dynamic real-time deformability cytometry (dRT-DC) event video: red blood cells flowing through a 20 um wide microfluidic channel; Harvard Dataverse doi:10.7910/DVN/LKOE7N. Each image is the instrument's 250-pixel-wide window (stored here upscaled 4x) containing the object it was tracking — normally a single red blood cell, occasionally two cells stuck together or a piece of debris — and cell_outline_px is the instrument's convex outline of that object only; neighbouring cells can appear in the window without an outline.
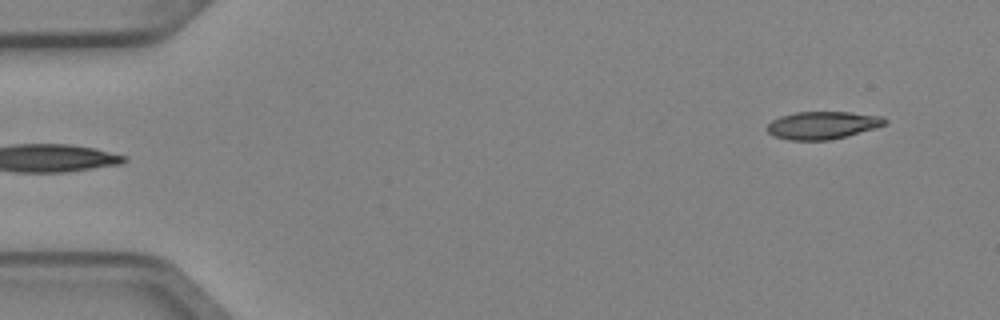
{"species": "Egyptian fruit bat (a non-hibernating species)", "species_latin": "Rousettus aegyptiacus", "temperature_condition": "cold", "stored_images_in_passage": 5, "segment_of_instrument_passage": [2, 2], "camera_frame_rate_fps": 3000, "um_per_image_px": 0.085, "animal": {"sex": "female"}, "frame": {"image": 1, "passage_image": 5, "time_ms": 1.333, "image_size_px": [1000, 320], "cell_outline_px": [[888, 120], [884, 124], [876, 128], [828, 140], [788, 140], [772, 136], [768, 132], [768, 124], [772, 120], [780, 116], [796, 112], [848, 112], [884, 116]], "centroid_in_image_um": [69.91, 10.64], "position_along_channel_um": 15.1, "area_um2": 18.9}}